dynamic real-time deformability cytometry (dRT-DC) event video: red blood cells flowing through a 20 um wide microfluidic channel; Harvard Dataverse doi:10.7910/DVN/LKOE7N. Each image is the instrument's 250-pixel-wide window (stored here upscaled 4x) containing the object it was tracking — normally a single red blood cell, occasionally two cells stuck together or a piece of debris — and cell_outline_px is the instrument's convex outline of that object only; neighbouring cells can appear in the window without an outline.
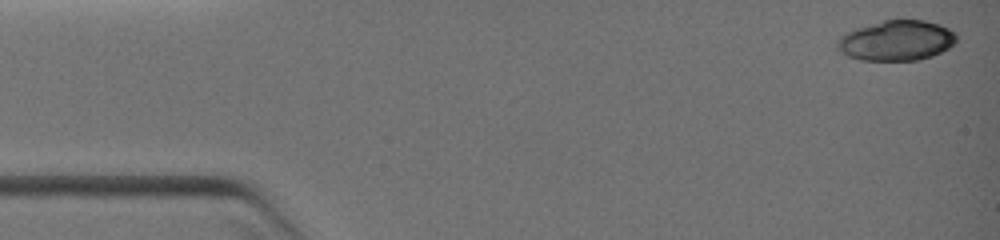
{"species": "common noctule bat (a hibernating species)", "species_latin": "Nyctalus noctula", "temperature_condition": "warm", "stored_images_in_passage": 51, "camera_frame_rate_fps": 3000, "um_per_image_px": 0.085, "animal": {"sex": "female", "body_mass_g": 19.0, "forearm_length_mm": 51.5}, "frame": {"image": 1, "passage_image": 1, "time_ms": 0.0, "image_size_px": [1000, 240], "cell_outline_px": [[956, 40], [948, 48], [932, 56], [920, 60], [860, 60], [848, 56], [840, 52], [836, 48], [836, 40], [840, 36], [856, 28], [884, 20], [924, 20], [940, 24], [956, 32]], "centroid_in_image_um": [76.18, 3.45], "position_along_channel_um": 8.8, "area_um2": 27.98}}
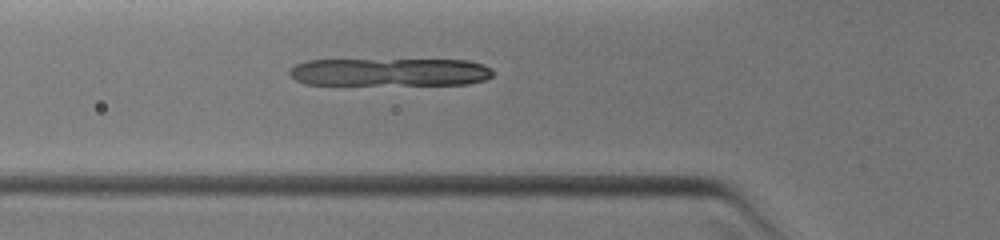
{"frame": {"image": 2, "passage_image": 19, "time_ms": 4.333, "image_size_px": [1000, 240], "cell_outline_px": [[492, 76], [484, 80], [468, 84], [304, 84], [296, 80], [288, 72], [296, 64], [304, 60], [468, 60], [484, 64], [492, 68]], "centroid_in_image_um": [33.16, 6.12], "position_along_channel_um": 92.6, "area_um2": 33.06}}
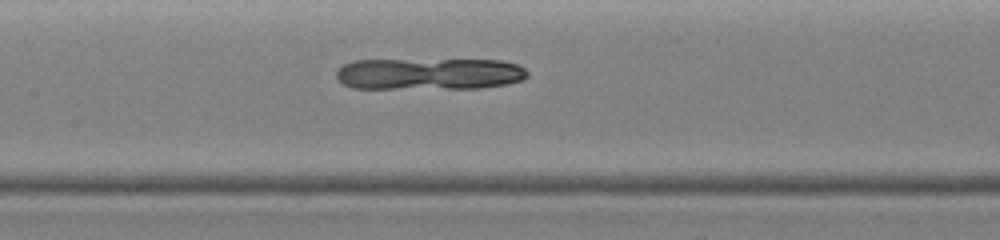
{"frame": {"image": 3, "passage_image": 26, "time_ms": 6.0, "image_size_px": [1000, 240], "cell_outline_px": [[528, 76], [524, 80], [508, 84], [480, 88], [352, 88], [344, 84], [336, 76], [336, 72], [344, 64], [356, 60], [500, 60], [520, 64], [528, 72]], "centroid_in_image_um": [36.55, 6.27], "position_along_channel_um": 170.8, "area_um2": 35.49}}